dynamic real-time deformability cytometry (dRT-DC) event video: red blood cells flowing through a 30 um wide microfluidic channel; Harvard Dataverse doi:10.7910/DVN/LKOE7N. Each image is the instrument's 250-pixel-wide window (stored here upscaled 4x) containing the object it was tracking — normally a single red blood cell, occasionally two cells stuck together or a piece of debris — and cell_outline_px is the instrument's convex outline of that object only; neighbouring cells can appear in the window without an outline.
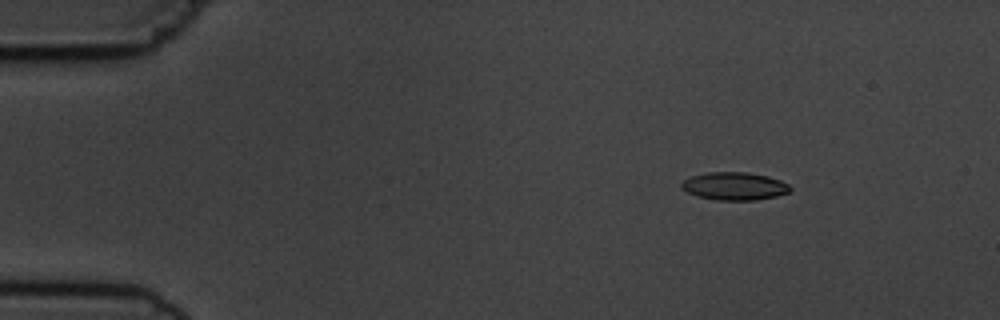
{"species": "common noctule bat (a hibernating species)", "species_latin": "Nyctalus noctula", "temperature_condition": "cold", "stored_images_in_passage": 6, "camera_frame_rate_fps": 3000, "um_per_image_px": 0.085, "animal": {"sex": "male", "body_mass_g": 19.5, "forearm_length_mm": 54.6}, "frame": {"image": 1, "passage_image": 3, "time_ms": 2.333, "image_size_px": [1000, 320], "cell_outline_px": [[792, 188], [788, 192], [776, 196], [756, 200], [716, 200], [696, 196], [680, 188], [680, 184], [684, 180], [692, 176], [708, 172], [748, 172], [768, 176], [780, 180], [788, 184]], "centroid_in_image_um": [62.42, 15.82], "position_along_channel_um": 22.6, "area_um2": 17.69}}